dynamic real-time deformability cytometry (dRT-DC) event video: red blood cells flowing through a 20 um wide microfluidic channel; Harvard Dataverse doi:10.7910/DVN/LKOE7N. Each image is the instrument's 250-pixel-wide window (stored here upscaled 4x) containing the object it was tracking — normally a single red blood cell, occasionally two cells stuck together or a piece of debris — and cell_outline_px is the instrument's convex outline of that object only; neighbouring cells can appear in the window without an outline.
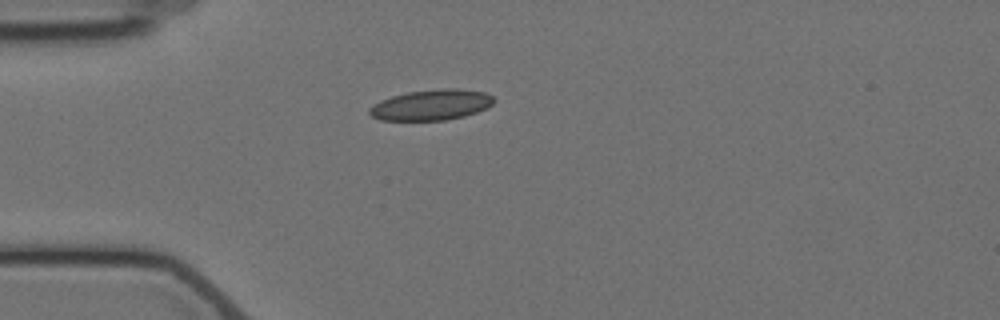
{"species": "Egyptian fruit bat (a non-hibernating species)", "species_latin": "Rousettus aegyptiacus", "temperature_condition": "cold", "stored_images_in_passage": 5, "camera_frame_rate_fps": 3000, "um_per_image_px": 0.085, "animal": {"sex": "female"}, "frame": {"image": 1, "passage_image": 5, "time_ms": 5.0, "image_size_px": [1000, 320], "cell_outline_px": [[496, 100], [488, 108], [464, 116], [444, 120], [380, 120], [372, 116], [368, 112], [368, 108], [380, 100], [392, 96], [408, 92], [444, 88], [456, 88], [484, 92], [492, 96]], "centroid_in_image_um": [36.67, 8.91], "position_along_channel_um": 48.3, "area_um2": 22.2}}